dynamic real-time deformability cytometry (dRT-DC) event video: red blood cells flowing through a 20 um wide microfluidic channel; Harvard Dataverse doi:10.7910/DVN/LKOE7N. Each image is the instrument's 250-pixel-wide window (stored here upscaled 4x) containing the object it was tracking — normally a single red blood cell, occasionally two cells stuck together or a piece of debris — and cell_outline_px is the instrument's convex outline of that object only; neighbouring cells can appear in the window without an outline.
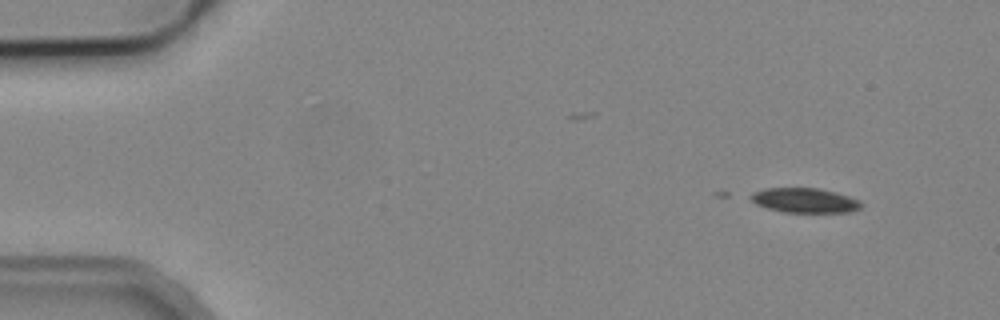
{"species": "common noctule bat (a hibernating species)", "species_latin": "Nyctalus noctula", "temperature_condition": "cold", "stored_images_in_passage": 5, "camera_frame_rate_fps": 3000, "um_per_image_px": 0.085, "animal": {"sex": "male", "body_mass_g": 19.2, "forearm_length_mm": 51.8}, "frame": {"image": 1, "passage_image": 1, "time_ms": 0.0, "image_size_px": [1000, 320], "cell_outline_px": [[864, 204], [860, 208], [852, 212], [784, 212], [768, 208], [756, 204], [744, 196], [752, 192], [764, 188], [816, 188], [836, 192], [860, 200]], "centroid_in_image_um": [68.36, 17.03], "position_along_channel_um": 16.6, "area_um2": 16.13}}
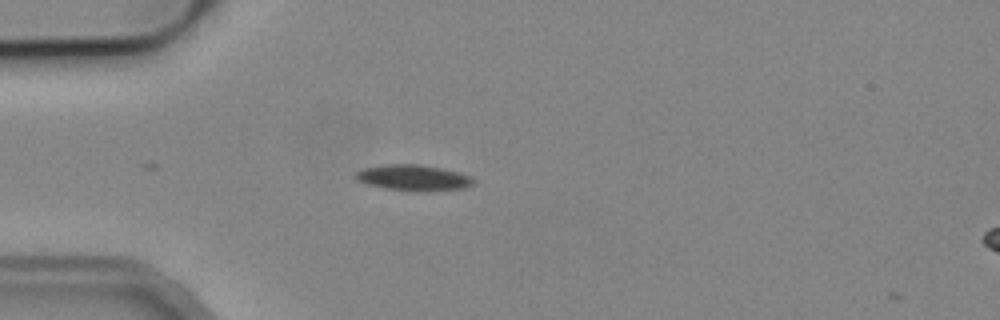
{"frame": {"image": 2, "passage_image": 4, "time_ms": 3.333, "image_size_px": [1000, 320], "cell_outline_px": [[472, 184], [464, 188], [412, 192], [384, 188], [368, 184], [356, 180], [356, 172], [364, 168], [384, 164], [416, 164], [440, 168], [472, 176]], "centroid_in_image_um": [35.09, 15.11], "position_along_channel_um": 49.9, "area_um2": 17.57}}